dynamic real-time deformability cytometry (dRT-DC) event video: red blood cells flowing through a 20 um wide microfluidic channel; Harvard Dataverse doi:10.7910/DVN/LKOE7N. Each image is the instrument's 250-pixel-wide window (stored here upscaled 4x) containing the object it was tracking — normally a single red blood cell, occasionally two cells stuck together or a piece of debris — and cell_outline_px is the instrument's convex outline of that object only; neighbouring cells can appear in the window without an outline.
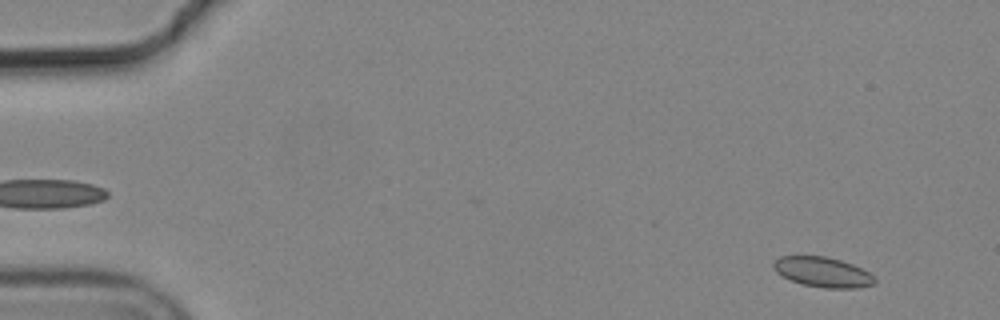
{"species": "common noctule bat (a hibernating species)", "species_latin": "Nyctalus noctula", "temperature_condition": "cold", "stored_images_in_passage": 3, "camera_frame_rate_fps": 3000, "um_per_image_px": 0.085, "animal": {"sex": "male", "body_mass_g": 19.2, "forearm_length_mm": 51.8}, "frame": {"image": 1, "passage_image": 3, "time_ms": 0.667, "image_size_px": [1000, 320], "cell_outline_px": [[876, 280], [872, 284], [856, 288], [824, 288], [804, 284], [792, 280], [776, 272], [772, 268], [772, 264], [780, 256], [824, 256], [840, 260], [852, 264], [868, 272]], "centroid_in_image_um": [69.9, 23.12], "position_along_channel_um": 15.1, "area_um2": 17.4}}